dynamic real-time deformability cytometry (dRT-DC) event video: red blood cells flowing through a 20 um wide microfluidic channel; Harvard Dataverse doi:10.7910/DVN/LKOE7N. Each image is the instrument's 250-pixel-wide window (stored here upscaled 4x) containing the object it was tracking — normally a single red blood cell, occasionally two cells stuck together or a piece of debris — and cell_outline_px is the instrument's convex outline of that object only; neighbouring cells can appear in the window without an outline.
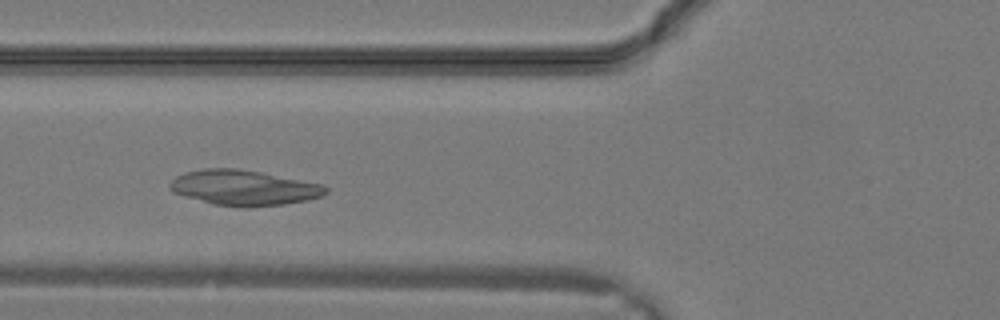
{"species": "common noctule bat (a hibernating species)", "species_latin": "Nyctalus noctula", "temperature_condition": "warm", "stored_images_in_passage": 16, "camera_frame_rate_fps": 3000, "um_per_image_px": 0.085, "animal": {"sex": "male", "body_mass_g": 19.2, "forearm_length_mm": 51.8}, "frame": {"image": 1, "passage_image": 7, "time_ms": 2.0, "image_size_px": [1000, 320], "cell_outline_px": [[328, 192], [320, 196], [304, 200], [284, 204], [244, 208], [240, 208], [212, 204], [184, 196], [172, 192], [168, 188], [168, 184], [176, 176], [184, 172], [204, 168], [236, 168], [260, 172], [320, 184], [328, 188]], "centroid_in_image_um": [20.64, 15.96], "position_along_channel_um": 105.2, "area_um2": 32.02}}
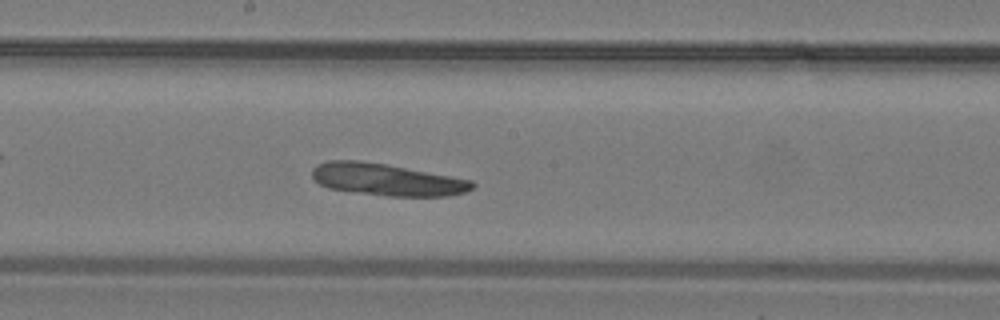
{"frame": {"image": 2, "passage_image": 12, "time_ms": 3.667, "image_size_px": [1000, 320], "cell_outline_px": [[476, 184], [472, 188], [464, 192], [448, 196], [388, 196], [328, 188], [320, 184], [312, 176], [312, 168], [316, 164], [328, 160], [360, 160], [384, 164], [472, 180]], "centroid_in_image_um": [32.85, 15.26], "position_along_channel_um": 215.4, "area_um2": 29.59}}
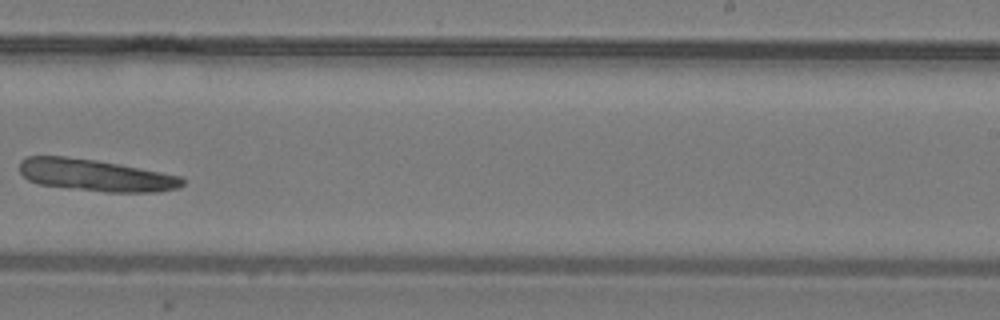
{"frame": {"image": 3, "passage_image": 15, "time_ms": 4.667, "image_size_px": [1000, 320], "cell_outline_px": [[184, 184], [180, 188], [160, 192], [104, 192], [40, 184], [28, 180], [20, 172], [20, 160], [28, 156], [64, 156], [96, 160], [120, 164], [180, 176], [184, 180]], "centroid_in_image_um": [8.15, 14.9], "position_along_channel_um": 280.9, "area_um2": 30.23}}